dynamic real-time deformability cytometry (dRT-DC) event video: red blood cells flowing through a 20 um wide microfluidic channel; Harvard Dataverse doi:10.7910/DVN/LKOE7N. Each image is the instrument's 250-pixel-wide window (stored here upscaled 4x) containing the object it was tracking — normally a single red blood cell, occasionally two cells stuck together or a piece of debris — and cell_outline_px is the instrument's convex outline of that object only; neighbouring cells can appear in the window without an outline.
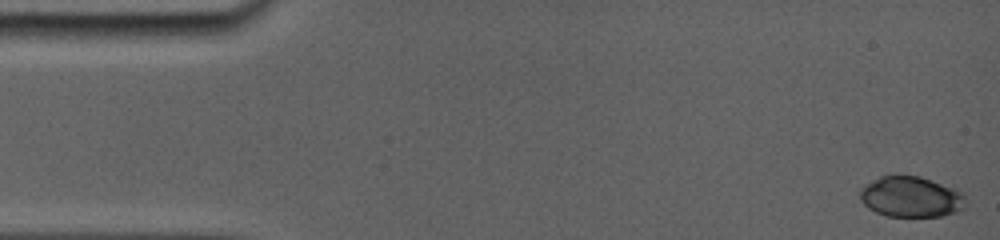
{"species": "common noctule bat (a hibernating species)", "species_latin": "Nyctalus noctula", "temperature_condition": "room temperature", "stored_images_in_passage": 14, "camera_frame_rate_fps": 5000, "um_per_image_px": 0.085, "animal": {"sex": "female", "body_mass_g": 19.0, "forearm_length_mm": 56.7}, "frame": {"image": 1, "passage_image": 1, "time_ms": 0.0, "image_size_px": [1000, 240], "cell_outline_px": [[964, 208], [960, 212], [940, 216], [888, 216], [876, 212], [868, 208], [860, 200], [860, 192], [868, 184], [880, 176], [916, 176], [928, 180], [960, 192], [964, 196]], "centroid_in_image_um": [77.42, 16.77], "position_along_channel_um": 7.6, "area_um2": 24.33}}
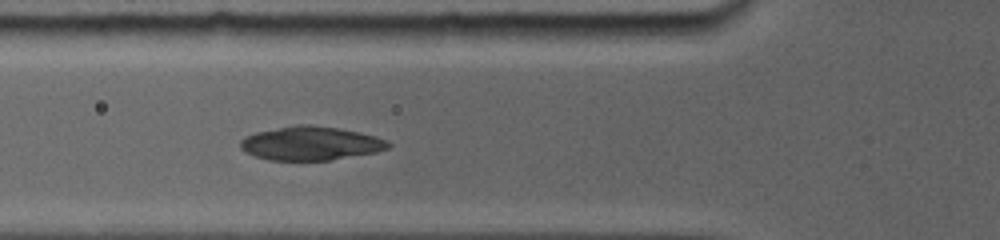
{"frame": {"image": 2, "passage_image": 10, "time_ms": 5.6, "image_size_px": [1000, 240], "cell_outline_px": [[392, 144], [388, 148], [376, 152], [328, 160], [268, 160], [244, 152], [240, 148], [240, 140], [256, 132], [304, 124], [336, 128], [356, 132], [372, 136], [384, 140]], "centroid_in_image_um": [26.37, 12.2], "position_along_channel_um": 99.4, "area_um2": 28.38}}
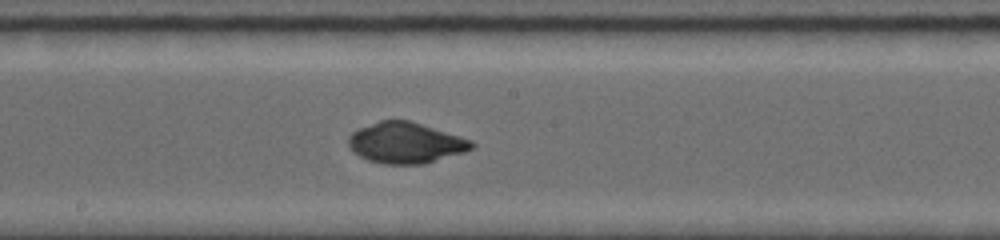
{"frame": {"image": 3, "passage_image": 14, "time_ms": 8.6, "image_size_px": [1000, 240], "cell_outline_px": [[476, 144], [472, 148], [464, 152], [424, 164], [384, 164], [368, 160], [360, 156], [348, 144], [348, 136], [352, 132], [360, 128], [380, 120], [408, 120], [468, 140]], "centroid_in_image_um": [34.44, 12.15], "position_along_channel_um": 213.8, "area_um2": 28.67}}